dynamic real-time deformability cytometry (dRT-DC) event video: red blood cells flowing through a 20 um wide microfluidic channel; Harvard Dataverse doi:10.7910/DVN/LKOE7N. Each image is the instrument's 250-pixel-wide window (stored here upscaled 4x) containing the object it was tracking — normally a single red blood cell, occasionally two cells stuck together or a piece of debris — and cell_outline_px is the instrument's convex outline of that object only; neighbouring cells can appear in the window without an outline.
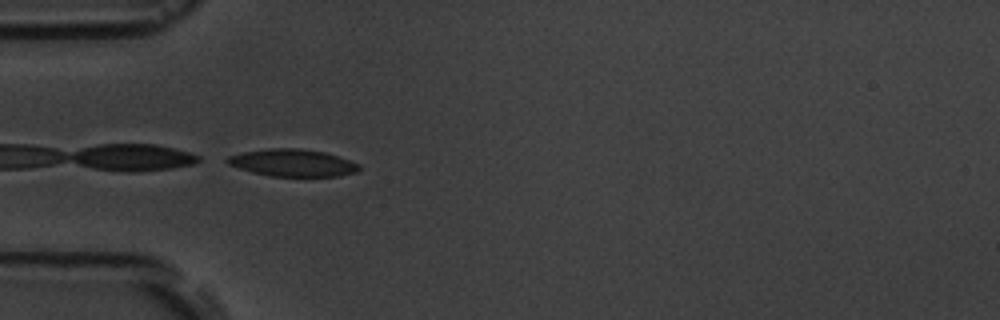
{"species": "common noctule bat (a hibernating species)", "species_latin": "Nyctalus noctula", "temperature_condition": "room temperature", "stored_images_in_passage": 6, "camera_frame_rate_fps": 3000, "um_per_image_px": 0.085, "animal": {"sex": "male", "body_mass_g": 19.5, "forearm_length_mm": 54.6}, "frame": {"image": 1, "passage_image": 5, "time_ms": 5.333, "image_size_px": [1000, 320], "cell_outline_px": [[360, 168], [356, 172], [340, 176], [272, 176], [252, 172], [228, 164], [224, 160], [228, 156], [244, 152], [268, 148], [300, 148], [324, 152], [360, 164]], "centroid_in_image_um": [24.86, 13.84], "position_along_channel_um": 60.1, "area_um2": 20.75}}